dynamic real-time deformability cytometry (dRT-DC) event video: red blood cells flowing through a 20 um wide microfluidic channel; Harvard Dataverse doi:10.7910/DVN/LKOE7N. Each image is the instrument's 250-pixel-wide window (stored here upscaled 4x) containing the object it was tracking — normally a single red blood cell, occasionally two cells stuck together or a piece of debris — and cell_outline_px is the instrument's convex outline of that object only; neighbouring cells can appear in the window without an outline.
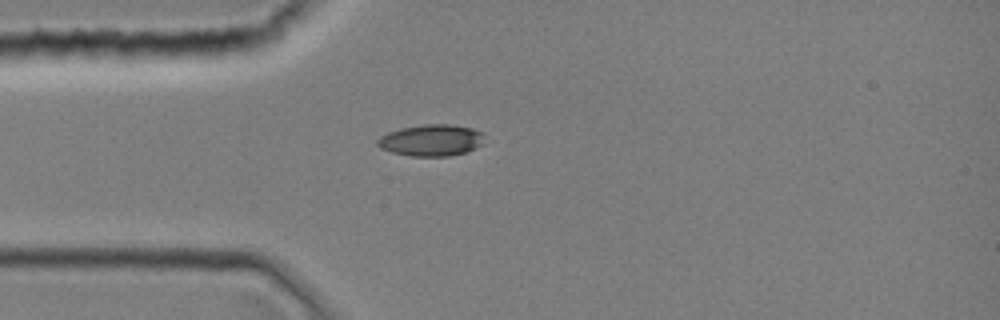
{"species": "common noctule bat (a hibernating species)", "species_latin": "Nyctalus noctula", "temperature_condition": "room temperature", "stored_images_in_passage": 2, "camera_frame_rate_fps": 3000, "um_per_image_px": 0.085, "animal": {"sex": "female", "body_mass_g": 19.0, "forearm_length_mm": 51.5}, "frame": {"image": 1, "passage_image": 1, "time_ms": 0.0, "image_size_px": [1000, 320], "cell_outline_px": [[484, 144], [464, 152], [448, 156], [412, 156], [392, 152], [380, 148], [376, 144], [376, 140], [380, 136], [388, 132], [400, 128], [424, 124], [448, 124], [472, 128], [484, 132]], "centroid_in_image_um": [36.66, 11.91], "position_along_channel_um": 48.3, "area_um2": 19.77}}